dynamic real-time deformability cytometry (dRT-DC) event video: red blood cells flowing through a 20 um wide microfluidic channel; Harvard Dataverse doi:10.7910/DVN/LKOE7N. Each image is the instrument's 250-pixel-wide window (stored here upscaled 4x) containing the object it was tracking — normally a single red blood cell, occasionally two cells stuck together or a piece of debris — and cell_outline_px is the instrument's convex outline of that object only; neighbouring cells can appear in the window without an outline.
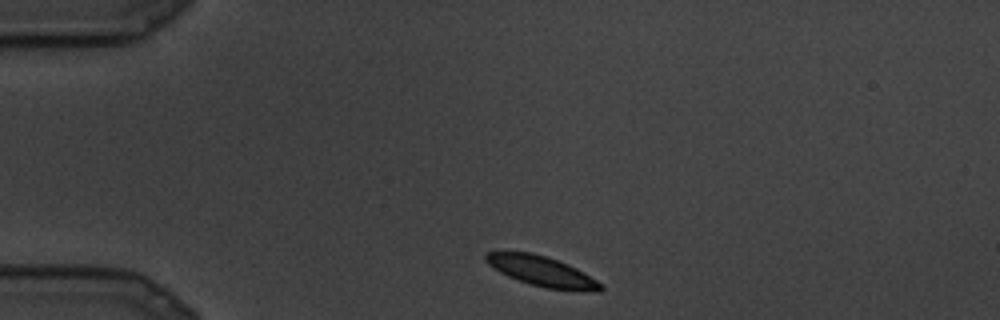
{"species": "common noctule bat (a hibernating species)", "species_latin": "Nyctalus noctula", "temperature_condition": "cold", "stored_images_in_passage": 11, "camera_frame_rate_fps": 3000, "um_per_image_px": 0.085, "animal": {"sex": "male", "body_mass_g": 19.5, "forearm_length_mm": 54.6}, "frame": {"image": 1, "passage_image": 1, "time_ms": 0.0, "image_size_px": [1000, 320], "cell_outline_px": [[604, 288], [600, 292], [584, 292], [544, 288], [508, 276], [500, 272], [488, 264], [484, 260], [484, 252], [532, 252], [548, 256], [568, 264], [584, 272], [604, 284]], "centroid_in_image_um": [46.13, 23.07], "position_along_channel_um": 38.9, "area_um2": 20.46}}
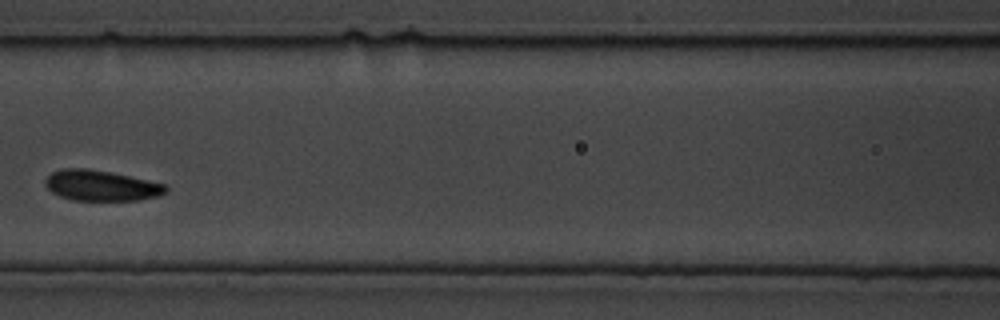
{"frame": {"image": 2, "passage_image": 7, "time_ms": 2.0, "image_size_px": [1000, 320], "cell_outline_px": [[168, 192], [156, 196], [140, 200], [72, 200], [60, 196], [52, 192], [44, 184], [44, 180], [52, 172], [60, 168], [88, 168], [128, 176], [164, 184], [168, 188]], "centroid_in_image_um": [8.56, 15.77], "position_along_channel_um": 158.0, "area_um2": 21.33}}
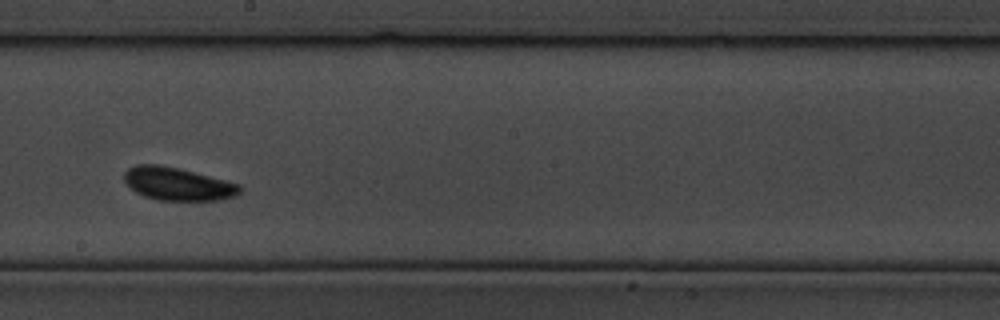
{"frame": {"image": 3, "passage_image": 10, "time_ms": 3.0, "image_size_px": [1000, 320], "cell_outline_px": [[240, 192], [236, 196], [220, 200], [156, 200], [144, 196], [136, 192], [124, 180], [124, 172], [128, 168], [136, 164], [160, 164], [240, 184]], "centroid_in_image_um": [15.08, 15.64], "position_along_channel_um": 233.1, "area_um2": 21.96}}